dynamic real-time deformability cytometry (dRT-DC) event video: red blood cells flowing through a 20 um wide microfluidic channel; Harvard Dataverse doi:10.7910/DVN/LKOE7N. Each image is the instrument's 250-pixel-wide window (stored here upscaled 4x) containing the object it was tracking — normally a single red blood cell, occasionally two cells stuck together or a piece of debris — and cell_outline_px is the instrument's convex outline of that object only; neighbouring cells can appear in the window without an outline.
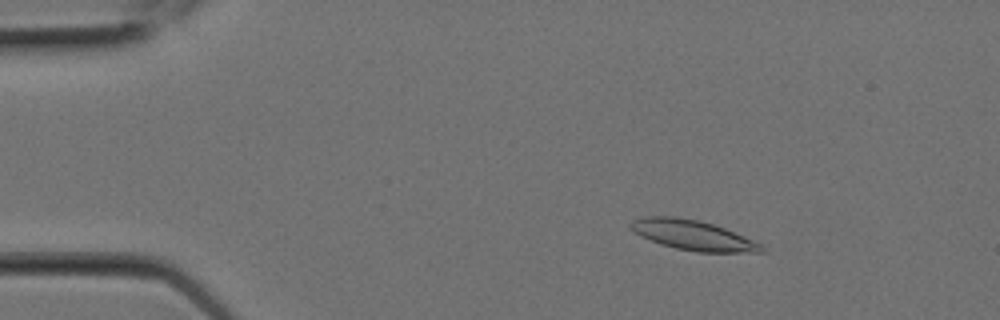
{"species": "Egyptian fruit bat (a non-hibernating species)", "species_latin": "Rousettus aegyptiacus", "temperature_condition": "room temperature", "stored_images_in_passage": 8, "camera_frame_rate_fps": 3000, "um_per_image_px": 0.085, "animal": {"sex": "female"}, "frame": {"image": 1, "passage_image": 4, "time_ms": 1.0, "image_size_px": [1000, 320], "cell_outline_px": [[768, 252], [696, 252], [676, 248], [660, 244], [640, 236], [628, 224], [632, 220], [644, 216], [676, 216], [700, 220], [724, 228], [764, 244], [768, 248]], "centroid_in_image_um": [58.95, 19.99], "position_along_channel_um": 26.1, "area_um2": 23.06}}
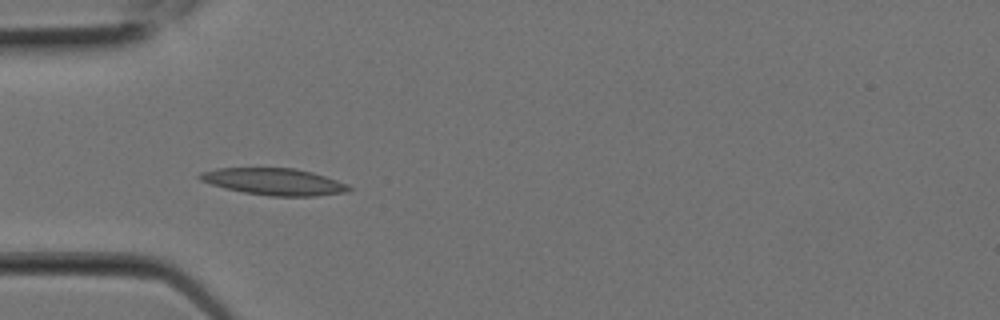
{"frame": {"image": 2, "passage_image": 7, "time_ms": 2.0, "image_size_px": [1000, 320], "cell_outline_px": [[352, 188], [348, 192], [316, 196], [272, 196], [244, 192], [212, 184], [200, 180], [196, 176], [200, 172], [216, 168], [296, 168], [312, 172], [348, 184]], "centroid_in_image_um": [23.31, 15.43], "position_along_channel_um": 61.7, "area_um2": 23.18}}
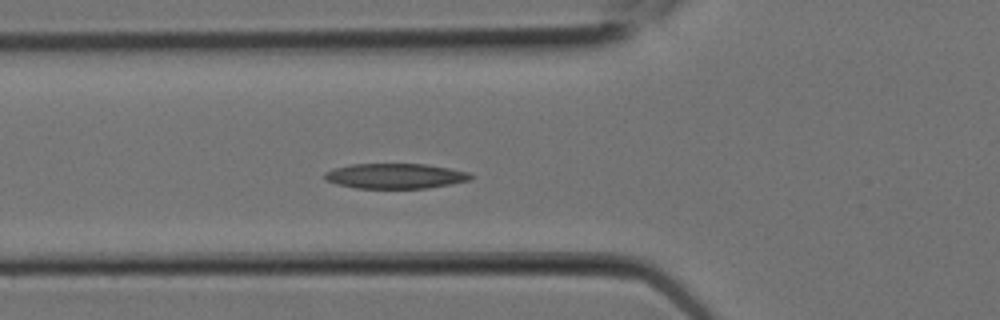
{"frame": {"image": 3, "passage_image": 8, "time_ms": 2.333, "image_size_px": [1000, 320], "cell_outline_px": [[476, 176], [468, 180], [428, 188], [356, 188], [336, 184], [328, 180], [324, 176], [324, 172], [348, 164], [428, 164], [472, 172]], "centroid_in_image_um": [33.64, 14.95], "position_along_channel_um": 92.2, "area_um2": 21.44}}